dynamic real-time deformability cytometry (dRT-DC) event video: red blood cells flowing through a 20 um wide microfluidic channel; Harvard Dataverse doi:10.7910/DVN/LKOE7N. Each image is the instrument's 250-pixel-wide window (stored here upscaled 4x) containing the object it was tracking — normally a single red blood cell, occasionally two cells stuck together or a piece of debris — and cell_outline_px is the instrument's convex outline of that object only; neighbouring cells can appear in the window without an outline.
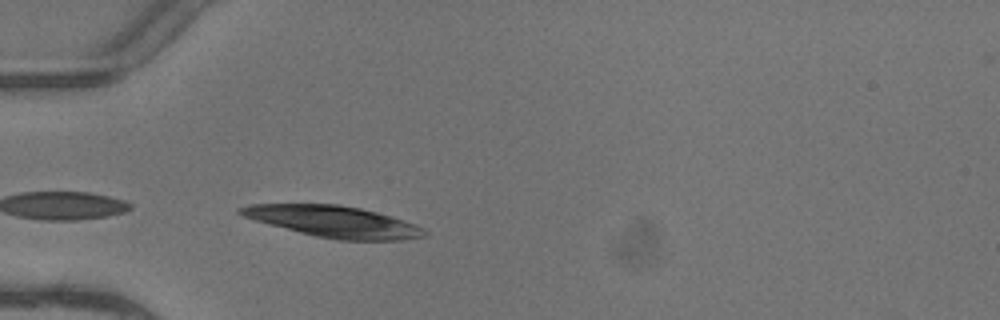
{"species": "common noctule bat (a hibernating species)", "species_latin": "Nyctalus noctula", "temperature_condition": "warm", "stored_images_in_passage": 3, "camera_frame_rate_fps": 3000, "um_per_image_px": 0.085, "animal": {"sex": "female"}, "frame": {"image": 1, "passage_image": 3, "time_ms": 0.667, "image_size_px": [1000, 320], "cell_outline_px": [[428, 232], [424, 236], [400, 240], [340, 240], [316, 236], [300, 232], [256, 220], [244, 216], [236, 212], [236, 208], [248, 204], [336, 204], [360, 208], [392, 216], [416, 224], [424, 228]], "centroid_in_image_um": [28.38, 18.82], "position_along_channel_um": 56.6, "area_um2": 33.35}}